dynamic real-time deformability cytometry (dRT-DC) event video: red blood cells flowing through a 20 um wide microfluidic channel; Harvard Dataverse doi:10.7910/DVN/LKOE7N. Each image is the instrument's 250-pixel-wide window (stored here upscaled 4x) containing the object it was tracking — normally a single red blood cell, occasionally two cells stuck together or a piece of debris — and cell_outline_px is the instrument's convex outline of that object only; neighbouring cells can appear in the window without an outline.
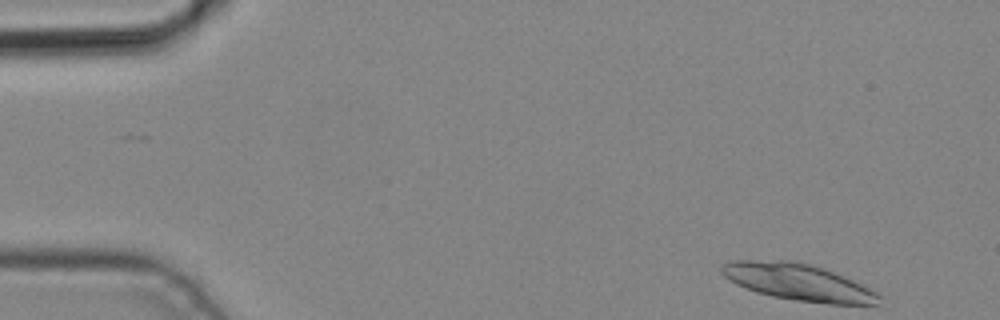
{"species": "common noctule bat (a hibernating species)", "species_latin": "Nyctalus noctula", "temperature_condition": "cold", "stored_images_in_passage": 3, "camera_frame_rate_fps": 3000, "um_per_image_px": 0.085, "animal": {"sex": "male", "body_mass_g": 19.2, "forearm_length_mm": 51.8}, "frame": {"image": 1, "passage_image": 1, "time_ms": 0.0, "image_size_px": [1000, 320], "cell_outline_px": [[884, 296], [876, 304], [828, 304], [796, 300], [772, 296], [756, 292], [736, 284], [728, 280], [720, 272], [720, 268], [724, 264], [732, 260], [792, 260], [824, 268], [864, 284]], "centroid_in_image_um": [67.87, 23.98], "position_along_channel_um": 17.1, "area_um2": 33.87}}